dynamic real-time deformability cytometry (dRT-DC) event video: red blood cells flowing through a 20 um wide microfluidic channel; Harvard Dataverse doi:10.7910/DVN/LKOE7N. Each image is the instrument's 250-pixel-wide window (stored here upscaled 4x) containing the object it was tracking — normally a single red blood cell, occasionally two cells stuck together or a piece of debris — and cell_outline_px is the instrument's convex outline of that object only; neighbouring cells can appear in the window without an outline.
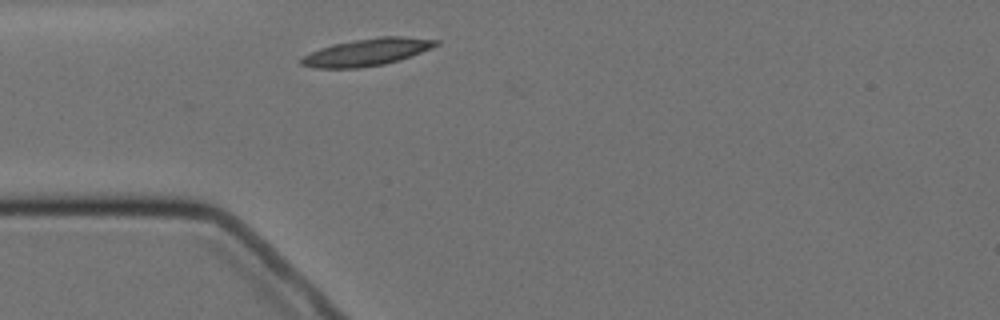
{"species": "Egyptian fruit bat (a non-hibernating species)", "species_latin": "Rousettus aegyptiacus", "temperature_condition": "cold", "stored_images_in_passage": 1, "camera_frame_rate_fps": 3000, "um_per_image_px": 0.085, "animal": {"sex": "female"}, "frame": {"image": 1, "passage_image": 1, "time_ms": 0.0, "image_size_px": [1000, 320], "cell_outline_px": [[440, 44], [432, 48], [400, 60], [384, 64], [360, 68], [316, 68], [300, 64], [300, 60], [304, 56], [320, 48], [332, 44], [352, 40], [380, 36], [404, 36], [440, 40]], "centroid_in_image_um": [31.23, 4.42], "position_along_channel_um": 53.8, "area_um2": 21.44}}